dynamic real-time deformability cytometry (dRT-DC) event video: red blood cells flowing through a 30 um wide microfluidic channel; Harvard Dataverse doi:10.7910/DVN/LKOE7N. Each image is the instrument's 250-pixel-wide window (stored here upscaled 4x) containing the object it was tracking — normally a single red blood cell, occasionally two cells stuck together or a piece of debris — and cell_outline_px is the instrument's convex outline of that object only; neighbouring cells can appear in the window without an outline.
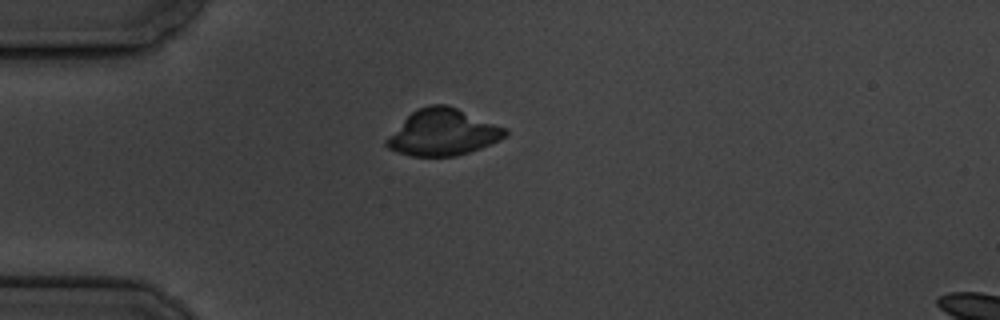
{"species": "common noctule bat (a hibernating species)", "species_latin": "Nyctalus noctula", "temperature_condition": "cold", "stored_images_in_passage": 13, "camera_frame_rate_fps": 3000, "um_per_image_px": 0.085, "animal": {"sex": "male", "body_mass_g": 19.5, "forearm_length_mm": 54.6}, "frame": {"image": 1, "passage_image": 2, "time_ms": 2.0, "image_size_px": [1000, 320], "cell_outline_px": [[508, 136], [500, 140], [480, 148], [456, 156], [412, 156], [396, 152], [388, 148], [384, 144], [384, 140], [412, 112], [428, 104], [448, 104], [508, 128]], "centroid_in_image_um": [37.68, 11.25], "position_along_channel_um": 47.3, "area_um2": 32.14}}
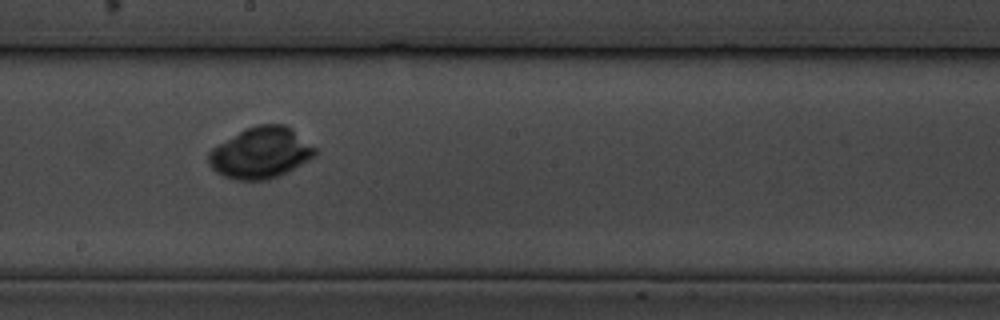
{"frame": {"image": 2, "passage_image": 7, "time_ms": 7.667, "image_size_px": [1000, 320], "cell_outline_px": [[316, 156], [288, 172], [268, 180], [236, 180], [224, 176], [216, 172], [208, 164], [208, 152], [212, 148], [244, 128], [256, 124], [284, 124], [292, 128], [316, 148]], "centroid_in_image_um": [22.16, 12.99], "position_along_channel_um": 226.0, "area_um2": 31.96}}
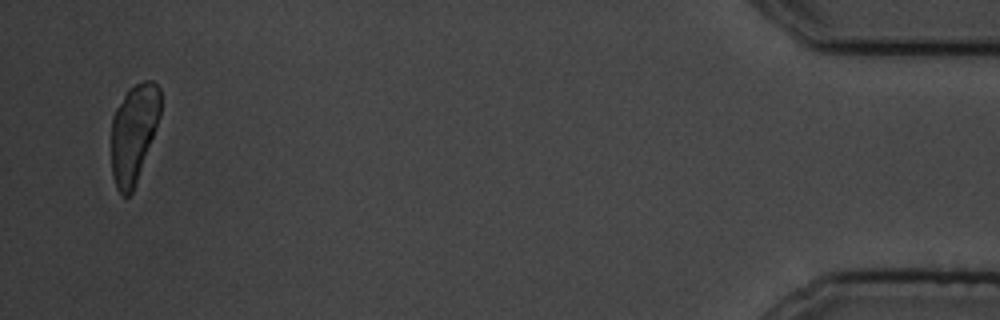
{"frame": {"image": 3, "passage_image": 13, "time_ms": 15.667, "image_size_px": [1000, 320], "cell_outline_px": [[160, 116], [136, 184], [132, 192], [128, 196], [120, 196], [116, 188], [112, 176], [112, 116], [116, 108], [128, 88], [144, 80], [152, 80], [160, 88]], "centroid_in_image_um": [11.36, 11.32], "position_along_channel_um": 423.8, "area_um2": 28.26}}